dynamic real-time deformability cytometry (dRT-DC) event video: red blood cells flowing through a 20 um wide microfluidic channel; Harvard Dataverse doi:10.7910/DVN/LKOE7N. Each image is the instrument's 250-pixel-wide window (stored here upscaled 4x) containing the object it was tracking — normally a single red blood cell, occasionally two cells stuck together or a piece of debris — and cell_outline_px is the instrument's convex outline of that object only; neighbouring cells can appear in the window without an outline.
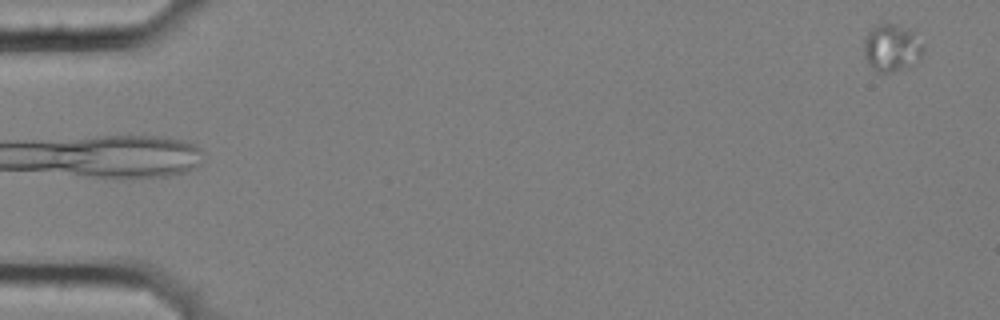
{"species": "common noctule bat (a hibernating species)", "species_latin": "Nyctalus noctula", "temperature_condition": "cold", "stored_images_in_passage": 6, "camera_frame_rate_fps": 3000, "um_per_image_px": 0.085, "animal": {"sex": "female", "body_mass_g": 25.1}, "frame": {"image": 1, "passage_image": 6, "time_ms": 1.667, "image_size_px": [1000, 320], "cell_outline_px": [[924, 48], [920, 56], [908, 68], [888, 72], [880, 72], [872, 68], [868, 64], [864, 56], [864, 40], [868, 32], [876, 24], [896, 24], [908, 28], [924, 44]], "centroid_in_image_um": [75.78, 4.06], "position_along_channel_um": 9.2, "area_um2": 16.3}}